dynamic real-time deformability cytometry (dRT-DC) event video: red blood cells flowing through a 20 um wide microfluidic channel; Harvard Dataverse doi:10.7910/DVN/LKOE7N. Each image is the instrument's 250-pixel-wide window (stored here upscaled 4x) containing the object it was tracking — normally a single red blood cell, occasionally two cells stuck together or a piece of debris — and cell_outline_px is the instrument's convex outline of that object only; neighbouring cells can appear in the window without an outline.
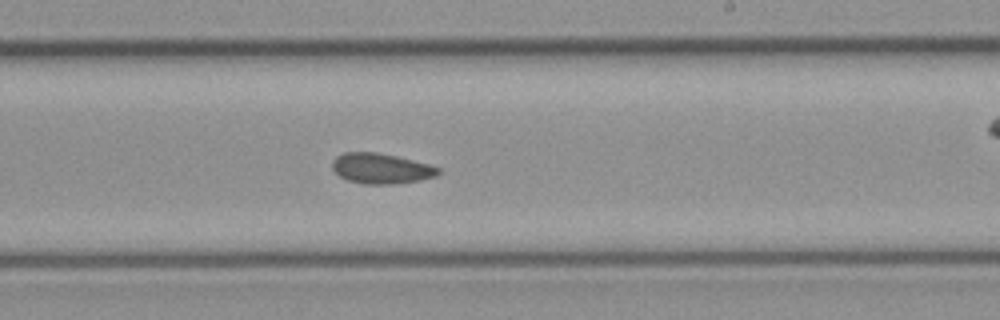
{"species": "common noctule bat (a hibernating species)", "species_latin": "Nyctalus noctula", "temperature_condition": "cold", "stored_images_in_passage": 28, "camera_frame_rate_fps": 3000, "um_per_image_px": 0.085, "animal": {"sex": "female", "body_mass_g": 21.9}, "frame": {"image": 1, "passage_image": 16, "time_ms": 5.0, "image_size_px": [1000, 320], "cell_outline_px": [[440, 172], [436, 176], [416, 180], [392, 184], [364, 184], [348, 180], [340, 176], [332, 168], [332, 160], [336, 156], [344, 152], [376, 152], [396, 156], [428, 164], [440, 168]], "centroid_in_image_um": [32.36, 14.31], "position_along_channel_um": 256.6, "area_um2": 18.55}}